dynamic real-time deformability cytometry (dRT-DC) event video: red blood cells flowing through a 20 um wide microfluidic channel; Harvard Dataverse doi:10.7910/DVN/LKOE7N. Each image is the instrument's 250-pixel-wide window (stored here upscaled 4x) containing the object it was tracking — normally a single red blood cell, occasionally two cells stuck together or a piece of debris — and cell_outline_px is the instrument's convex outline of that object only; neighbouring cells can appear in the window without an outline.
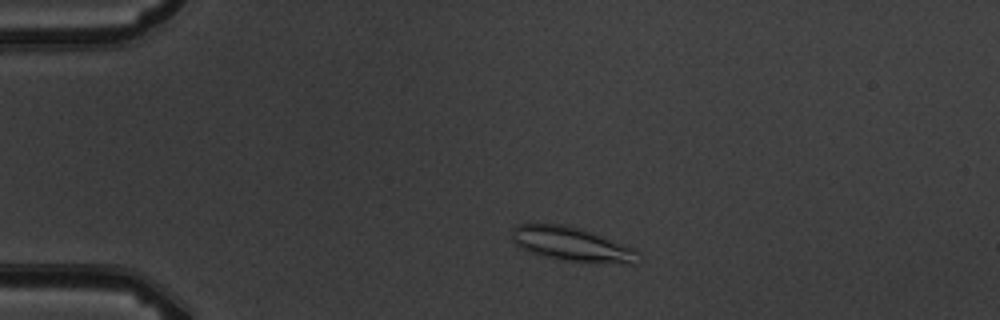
{"species": "common noctule bat (a hibernating species)", "species_latin": "Nyctalus noctula", "temperature_condition": "warm", "stored_images_in_passage": 5, "camera_frame_rate_fps": 3000, "um_per_image_px": 0.085, "animal": {"sex": "male", "body_mass_g": 19.5, "forearm_length_mm": 54.6}, "frame": {"image": 1, "passage_image": 2, "time_ms": 1.333, "image_size_px": [1000, 320], "cell_outline_px": [[640, 252], [636, 264], [632, 264], [560, 260], [528, 252], [516, 244], [512, 240], [512, 228], [516, 224], [564, 224], [580, 228], [592, 232], [632, 248]], "centroid_in_image_um": [48.57, 20.75], "position_along_channel_um": 36.4, "area_um2": 24.97}}
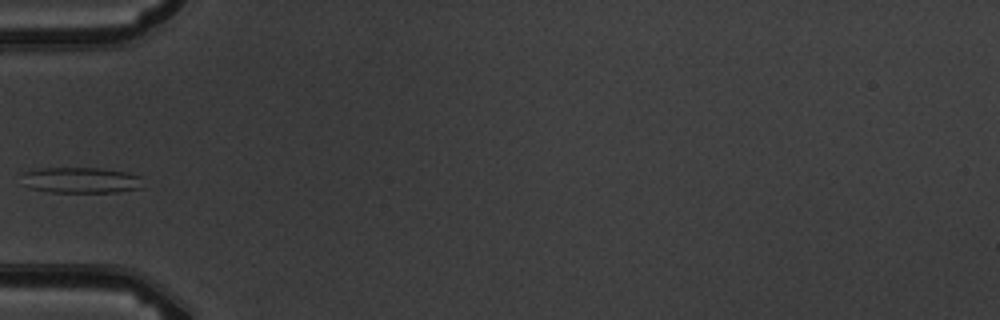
{"frame": {"image": 2, "passage_image": 4, "time_ms": 3.667, "image_size_px": [1000, 320], "cell_outline_px": [[144, 188], [116, 192], [52, 192], [28, 188], [24, 184], [20, 172], [40, 168], [100, 168], [128, 172], [140, 176]], "centroid_in_image_um": [6.87, 15.31], "position_along_channel_um": 78.1, "area_um2": 18.55}}
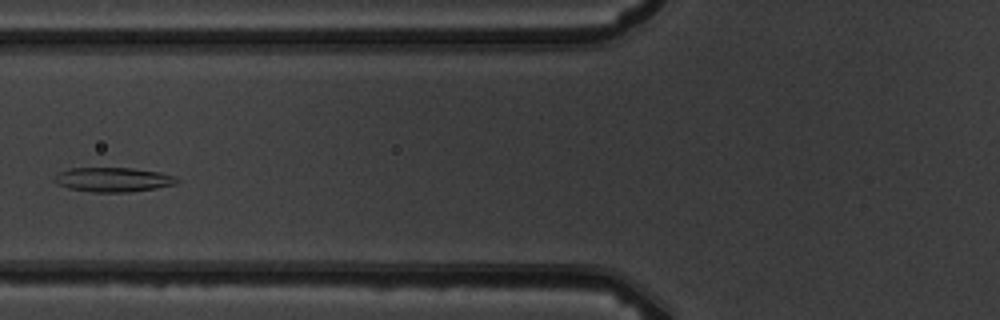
{"frame": {"image": 3, "passage_image": 5, "time_ms": 4.667, "image_size_px": [1000, 320], "cell_outline_px": [[180, 180], [176, 184], [156, 188], [128, 192], [92, 192], [68, 188], [52, 180], [60, 172], [68, 168], [132, 168], [160, 172], [176, 176]], "centroid_in_image_um": [9.65, 15.26], "position_along_channel_um": 116.1, "area_um2": 17.4}}